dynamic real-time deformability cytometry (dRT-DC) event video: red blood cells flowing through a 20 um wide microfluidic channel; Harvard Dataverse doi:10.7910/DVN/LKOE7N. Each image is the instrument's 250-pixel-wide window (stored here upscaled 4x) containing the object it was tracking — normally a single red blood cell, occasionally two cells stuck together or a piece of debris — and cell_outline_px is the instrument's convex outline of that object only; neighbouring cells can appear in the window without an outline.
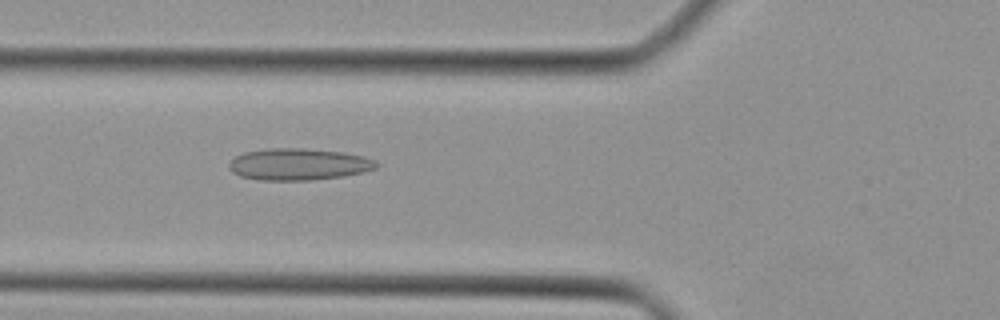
{"species": "Egyptian fruit bat (a non-hibernating species)", "species_latin": "Rousettus aegyptiacus", "temperature_condition": "cold", "stored_images_in_passage": 32, "camera_frame_rate_fps": 3000, "um_per_image_px": 0.085, "animal": {"sex": "female"}, "frame": {"image": 1, "passage_image": 6, "time_ms": 1.667, "image_size_px": [1000, 320], "cell_outline_px": [[380, 164], [376, 168], [364, 172], [340, 176], [312, 180], [260, 180], [240, 176], [232, 172], [228, 168], [228, 164], [236, 156], [244, 152], [268, 148], [304, 148], [344, 152], [364, 156], [376, 160]], "centroid_in_image_um": [25.39, 13.95], "position_along_channel_um": 100.4, "area_um2": 27.4}}
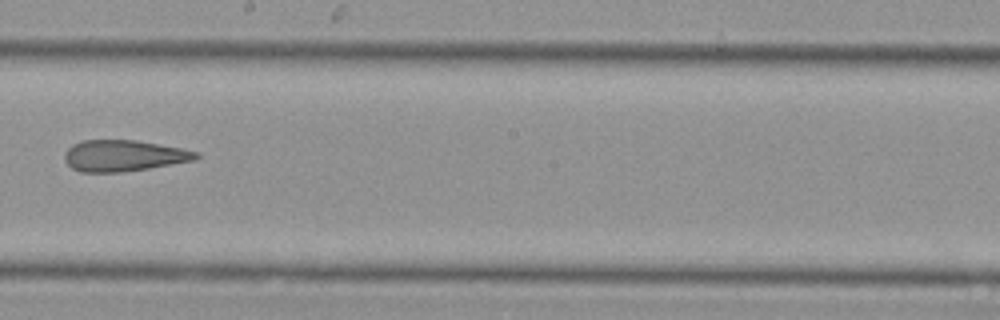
{"frame": {"image": 2, "passage_image": 15, "time_ms": 4.667, "image_size_px": [1000, 320], "cell_outline_px": [[200, 156], [196, 160], [148, 168], [120, 172], [80, 172], [72, 168], [64, 160], [64, 152], [72, 144], [84, 140], [136, 140], [160, 144], [200, 152]], "centroid_in_image_um": [10.51, 13.23], "position_along_channel_um": 237.7, "area_um2": 23.99}}
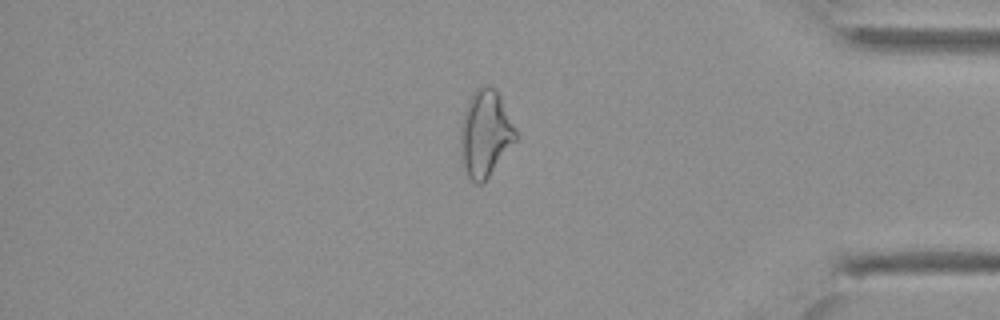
{"frame": {"image": 3, "passage_image": 27, "time_ms": 8.667, "image_size_px": [1000, 320], "cell_outline_px": [[516, 140], [488, 176], [480, 184], [476, 184], [468, 176], [460, 152], [460, 124], [468, 100], [472, 92], [476, 88], [488, 84], [500, 96], [516, 132]], "centroid_in_image_um": [41.21, 11.32], "position_along_channel_um": 394.0, "area_um2": 27.28}}